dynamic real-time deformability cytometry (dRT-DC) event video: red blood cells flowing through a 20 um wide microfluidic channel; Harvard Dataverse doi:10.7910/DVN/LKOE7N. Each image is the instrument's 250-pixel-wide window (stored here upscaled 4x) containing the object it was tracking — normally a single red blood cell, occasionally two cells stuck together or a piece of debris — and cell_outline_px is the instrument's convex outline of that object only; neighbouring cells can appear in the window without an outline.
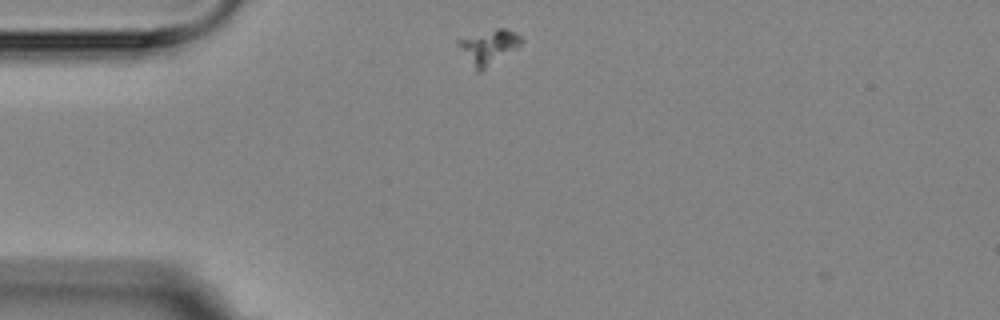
{"species": "Egyptian fruit bat (a non-hibernating species)", "species_latin": "Rousettus aegyptiacus", "temperature_condition": "room temperature", "stored_images_in_passage": 2, "camera_frame_rate_fps": 3000, "um_per_image_px": 0.085, "animal": {"sex": "female"}, "frame": {"image": 1, "passage_image": 1, "time_ms": 0.0, "image_size_px": [1000, 320], "cell_outline_px": [[524, 40], [516, 48], [480, 72], [476, 72], [456, 44], [456, 40], [496, 28], [504, 28], [524, 36]], "centroid_in_image_um": [41.53, 3.98], "position_along_channel_um": 43.5, "area_um2": 12.54}}